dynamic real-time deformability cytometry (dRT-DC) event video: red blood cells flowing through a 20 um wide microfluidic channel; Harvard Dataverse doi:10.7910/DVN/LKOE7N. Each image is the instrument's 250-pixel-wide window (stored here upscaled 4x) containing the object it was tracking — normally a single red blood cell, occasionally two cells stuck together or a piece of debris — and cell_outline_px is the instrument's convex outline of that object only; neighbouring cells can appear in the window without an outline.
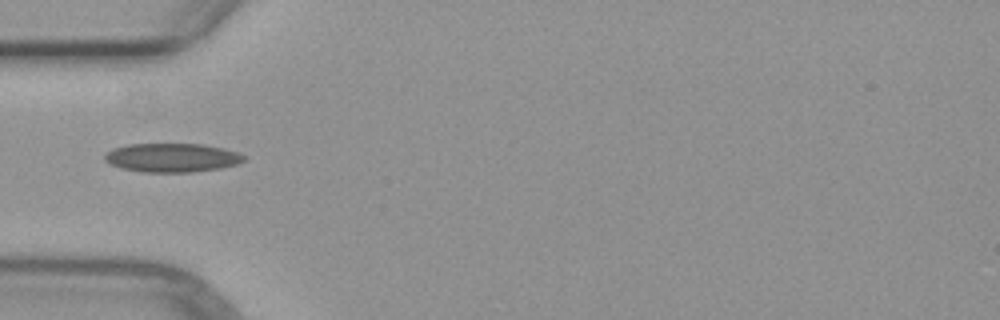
{"species": "common noctule bat (a hibernating species)", "species_latin": "Nyctalus noctula", "temperature_condition": "warm", "stored_images_in_passage": 6, "camera_frame_rate_fps": 3000, "um_per_image_px": 0.085, "animal": {"sex": "female", "body_mass_g": 29.2, "forearm_length_mm": 56.3}, "frame": {"image": 1, "passage_image": 5, "time_ms": 4.667, "image_size_px": [1000, 320], "cell_outline_px": [[244, 160], [236, 164], [220, 168], [192, 172], [140, 172], [120, 168], [104, 160], [104, 156], [112, 148], [128, 144], [200, 144], [220, 148], [236, 152], [244, 156]], "centroid_in_image_um": [14.56, 13.41], "position_along_channel_um": 70.4, "area_um2": 23.18}}
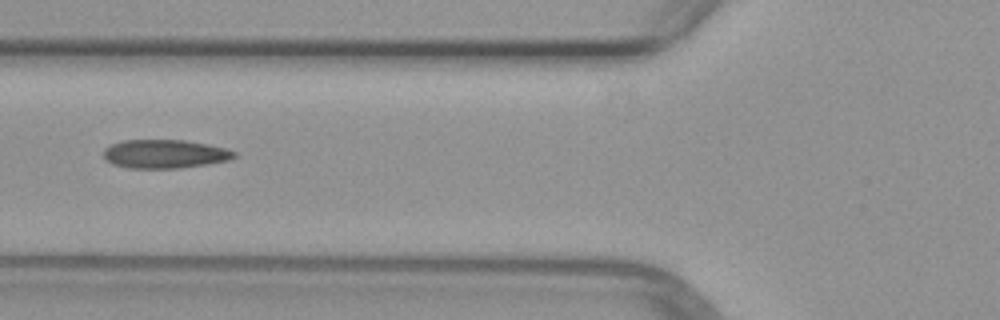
{"frame": {"image": 2, "passage_image": 6, "time_ms": 5.667, "image_size_px": [1000, 320], "cell_outline_px": [[236, 156], [228, 160], [208, 164], [180, 168], [128, 168], [112, 164], [104, 160], [104, 148], [112, 144], [124, 140], [184, 140], [208, 144], [224, 148], [236, 152]], "centroid_in_image_um": [13.98, 13.09], "position_along_channel_um": 111.8, "area_um2": 21.85}}